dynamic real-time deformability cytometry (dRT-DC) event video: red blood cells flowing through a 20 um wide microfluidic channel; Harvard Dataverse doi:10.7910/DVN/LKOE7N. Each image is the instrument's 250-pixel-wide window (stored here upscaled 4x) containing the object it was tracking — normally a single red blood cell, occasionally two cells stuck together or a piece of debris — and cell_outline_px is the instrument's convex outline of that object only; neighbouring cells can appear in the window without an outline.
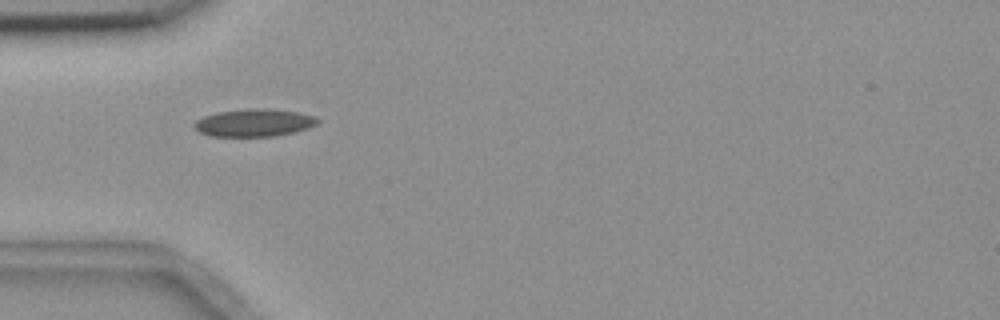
{"species": "common noctule bat (a hibernating species)", "species_latin": "Nyctalus noctula", "temperature_condition": "room temperature", "stored_images_in_passage": 7, "camera_frame_rate_fps": 3000, "um_per_image_px": 0.085, "animal": {"sex": "female", "body_mass_g": 18.4}, "frame": {"image": 1, "passage_image": 2, "time_ms": 1.333, "image_size_px": [1000, 320], "cell_outline_px": [[320, 120], [316, 124], [308, 128], [296, 132], [272, 136], [212, 136], [200, 132], [192, 124], [196, 120], [204, 116], [216, 112], [248, 108], [264, 108], [300, 112], [316, 116]], "centroid_in_image_um": [21.62, 10.42], "position_along_channel_um": 63.4, "area_um2": 19.94}}
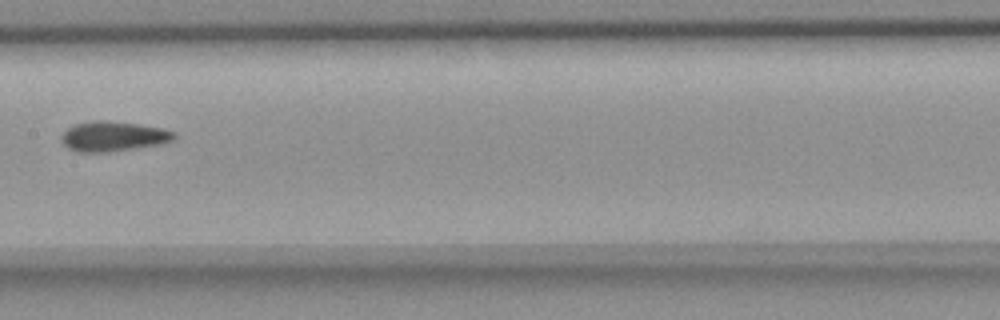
{"frame": {"image": 2, "passage_image": 5, "time_ms": 5.0, "image_size_px": [1000, 320], "cell_outline_px": [[176, 136], [172, 140], [160, 144], [104, 152], [80, 152], [68, 148], [60, 140], [60, 136], [72, 124], [92, 120], [108, 120], [164, 128], [176, 132]], "centroid_in_image_um": [9.59, 11.57], "position_along_channel_um": 197.8, "area_um2": 19.65}}
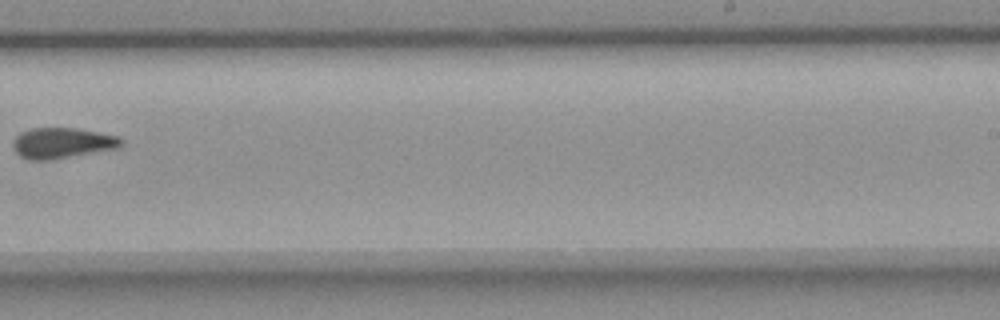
{"frame": {"image": 3, "passage_image": 7, "time_ms": 7.333, "image_size_px": [1000, 320], "cell_outline_px": [[124, 144], [120, 148], [44, 160], [32, 160], [20, 156], [16, 152], [12, 144], [12, 140], [20, 132], [32, 128], [76, 128], [100, 132], [120, 136], [124, 140]], "centroid_in_image_um": [5.32, 12.13], "position_along_channel_um": 283.7, "area_um2": 19.36}}